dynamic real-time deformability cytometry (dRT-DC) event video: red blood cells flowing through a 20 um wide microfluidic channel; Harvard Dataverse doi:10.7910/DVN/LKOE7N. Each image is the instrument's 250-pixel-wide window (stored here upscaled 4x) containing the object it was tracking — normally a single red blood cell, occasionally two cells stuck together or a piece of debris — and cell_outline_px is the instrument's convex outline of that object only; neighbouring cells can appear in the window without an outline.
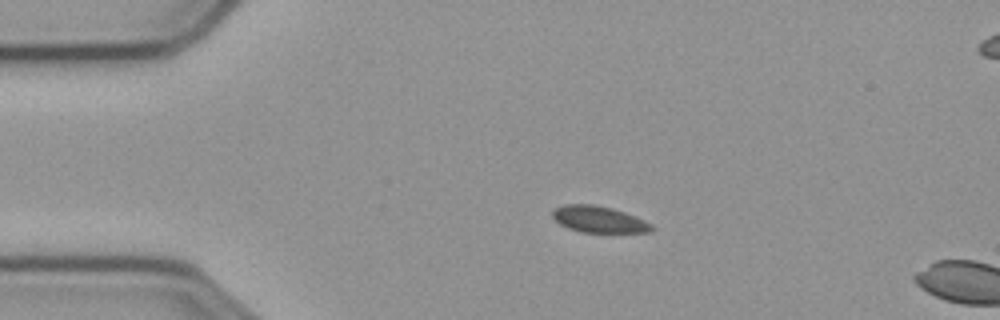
{"species": "common noctule bat (a hibernating species)", "species_latin": "Nyctalus noctula", "temperature_condition": "cold", "stored_images_in_passage": 4, "camera_frame_rate_fps": 3000, "um_per_image_px": 0.085, "animal": {"sex": "male", "body_mass_g": 23.1, "forearm_length_mm": 52.7}, "frame": {"image": 1, "passage_image": 1, "time_ms": 0.0, "image_size_px": [1000, 320], "cell_outline_px": [[656, 228], [652, 232], [580, 232], [568, 228], [560, 224], [552, 216], [552, 212], [556, 208], [564, 204], [592, 204], [612, 208], [624, 212], [652, 224]], "centroid_in_image_um": [50.91, 18.65], "position_along_channel_um": 34.1, "area_um2": 15.2}}